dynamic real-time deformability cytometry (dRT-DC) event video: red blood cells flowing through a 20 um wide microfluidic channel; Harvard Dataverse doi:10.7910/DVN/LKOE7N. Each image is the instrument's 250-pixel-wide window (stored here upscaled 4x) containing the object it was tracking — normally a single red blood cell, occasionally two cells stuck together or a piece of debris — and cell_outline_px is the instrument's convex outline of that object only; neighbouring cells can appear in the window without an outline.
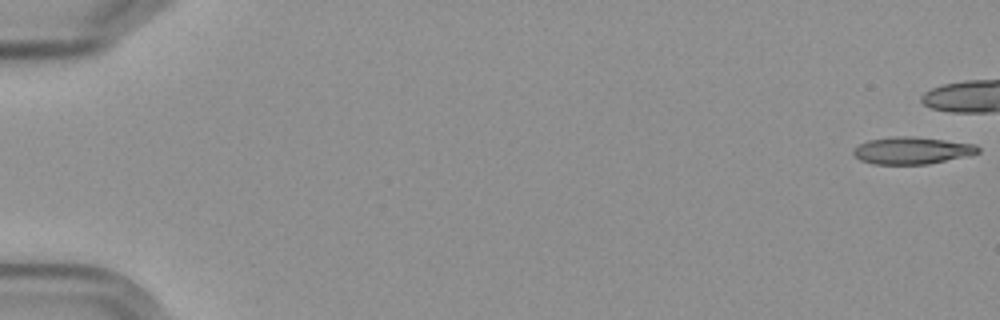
{"species": "Egyptian fruit bat (a non-hibernating species)", "species_latin": "Rousettus aegyptiacus", "temperature_condition": "cold", "stored_images_in_passage": 46, "camera_frame_rate_fps": 3000, "um_per_image_px": 0.085, "frame": {"image": 1, "passage_image": 1, "time_ms": 0.0, "image_size_px": [1000, 320], "cell_outline_px": [[980, 152], [968, 156], [928, 164], [872, 164], [860, 160], [852, 152], [860, 144], [868, 140], [896, 136], [908, 136], [944, 140], [976, 144], [980, 148]], "centroid_in_image_um": [77.55, 12.8], "position_along_channel_um": 7.5, "area_um2": 19.59}}
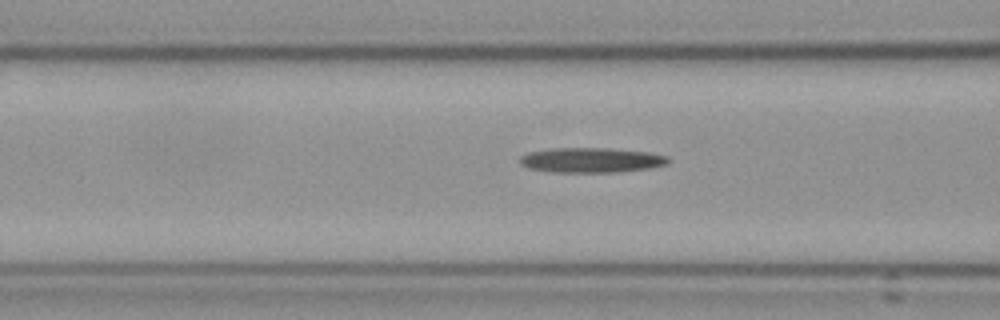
{"frame": {"image": 2, "passage_image": 24, "time_ms": 7.667, "image_size_px": [1000, 320], "cell_outline_px": [[668, 164], [648, 168], [620, 172], [552, 172], [528, 168], [520, 164], [520, 156], [528, 152], [552, 148], [608, 148], [648, 152], [668, 156]], "centroid_in_image_um": [50.23, 13.61], "position_along_channel_um": 116.4, "area_um2": 21.56}}